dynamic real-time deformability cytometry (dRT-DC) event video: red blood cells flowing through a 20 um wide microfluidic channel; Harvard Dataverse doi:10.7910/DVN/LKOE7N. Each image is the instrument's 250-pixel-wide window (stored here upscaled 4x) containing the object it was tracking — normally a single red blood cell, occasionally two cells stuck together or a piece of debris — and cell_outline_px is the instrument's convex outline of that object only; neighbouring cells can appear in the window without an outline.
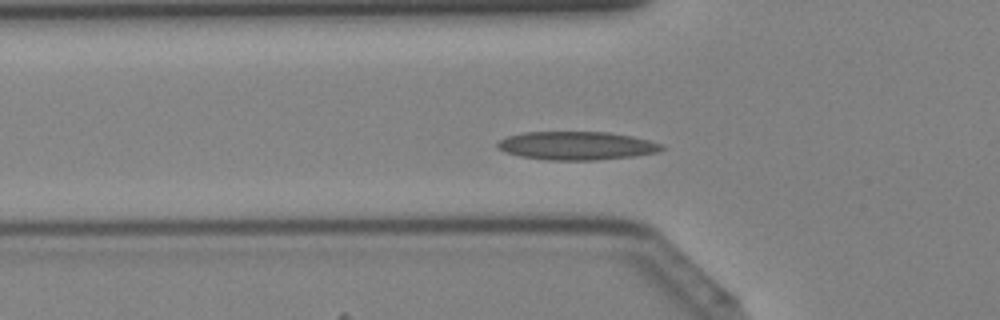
{"species": "Egyptian fruit bat (a non-hibernating species)", "species_latin": "Rousettus aegyptiacus", "temperature_condition": "cold", "stored_images_in_passage": 40, "camera_frame_rate_fps": 3000, "um_per_image_px": 0.085, "animal": {"sex": "female"}, "frame": {"image": 1, "passage_image": 10, "time_ms": 3.0, "image_size_px": [1000, 320], "cell_outline_px": [[668, 148], [656, 152], [636, 156], [596, 160], [548, 160], [520, 156], [504, 152], [496, 148], [496, 144], [500, 140], [508, 136], [524, 132], [608, 132], [632, 136], [664, 144]], "centroid_in_image_um": [49.04, 12.39], "position_along_channel_um": 76.8, "area_um2": 27.34}}
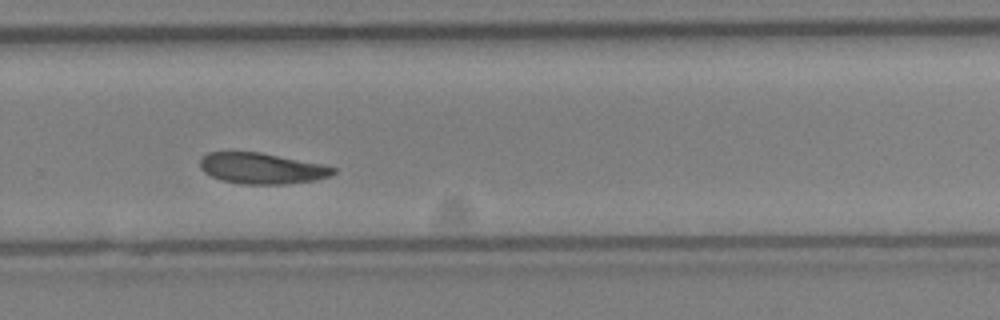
{"frame": {"image": 2, "passage_image": 25, "time_ms": 8.0, "image_size_px": [1000, 320], "cell_outline_px": [[336, 172], [332, 176], [316, 180], [284, 184], [244, 184], [220, 180], [204, 172], [200, 168], [200, 160], [208, 152], [260, 152], [320, 164], [336, 168]], "centroid_in_image_um": [22.25, 14.32], "position_along_channel_um": 307.5, "area_um2": 23.87}}
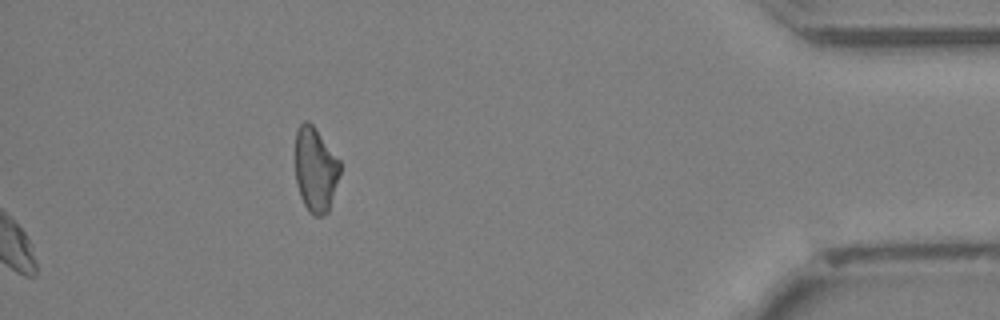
{"frame": {"image": 3, "passage_image": 40, "time_ms": 13.0, "image_size_px": [1000, 320], "cell_outline_px": [[340, 172], [328, 212], [320, 216], [312, 216], [308, 212], [300, 196], [296, 184], [296, 128], [304, 120], [308, 120], [316, 128], [340, 160]], "centroid_in_image_um": [26.8, 14.4], "position_along_channel_um": 408.4, "area_um2": 22.2}}